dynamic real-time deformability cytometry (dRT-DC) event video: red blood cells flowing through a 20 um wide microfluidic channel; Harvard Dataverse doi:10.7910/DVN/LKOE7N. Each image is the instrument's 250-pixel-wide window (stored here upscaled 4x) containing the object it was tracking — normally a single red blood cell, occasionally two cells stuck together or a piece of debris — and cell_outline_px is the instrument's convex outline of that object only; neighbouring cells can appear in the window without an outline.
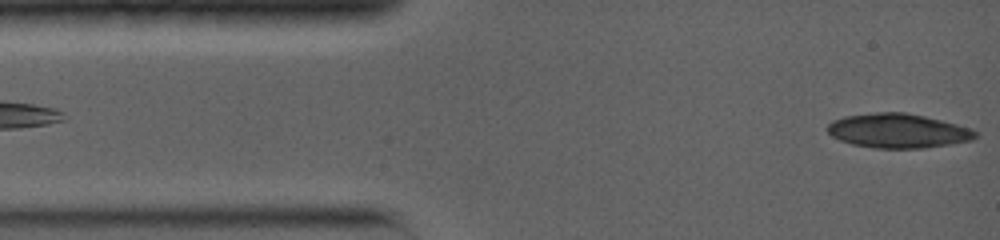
{"species": "common noctule bat (a hibernating species)", "species_latin": "Nyctalus noctula", "temperature_condition": "warm", "stored_images_in_passage": 3, "camera_frame_rate_fps": 5000, "um_per_image_px": 0.085, "animal": {"sex": "female", "body_mass_g": 19.0, "forearm_length_mm": 56.7}, "frame": {"image": 1, "passage_image": 1, "time_ms": 0.0, "image_size_px": [1000, 240], "cell_outline_px": [[976, 136], [972, 140], [952, 144], [924, 148], [876, 148], [852, 144], [840, 140], [832, 136], [828, 132], [828, 124], [832, 120], [844, 116], [876, 112], [904, 112], [924, 116], [972, 128], [976, 132]], "centroid_in_image_um": [76.32, 11.12], "position_along_channel_um": 8.7, "area_um2": 29.54}}